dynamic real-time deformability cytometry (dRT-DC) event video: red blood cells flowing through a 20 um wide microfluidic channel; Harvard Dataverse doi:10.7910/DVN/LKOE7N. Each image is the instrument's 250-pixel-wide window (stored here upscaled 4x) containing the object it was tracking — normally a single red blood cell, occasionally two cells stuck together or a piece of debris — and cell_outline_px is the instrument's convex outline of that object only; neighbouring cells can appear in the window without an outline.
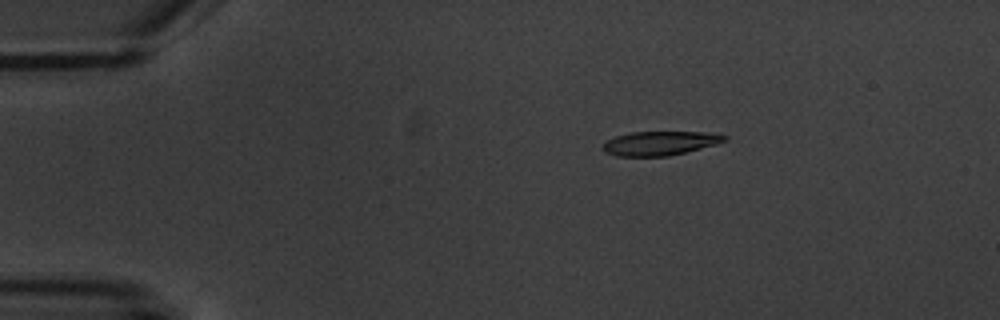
{"species": "common noctule bat (a hibernating species)", "species_latin": "Nyctalus noctula", "temperature_condition": "warm", "stored_images_in_passage": 7, "camera_frame_rate_fps": 3000, "um_per_image_px": 0.085, "animal": {"sex": "male", "body_mass_g": 20.1, "forearm_length_mm": 53.5}, "frame": {"image": 1, "passage_image": 4, "time_ms": 3.333, "image_size_px": [1000, 320], "cell_outline_px": [[728, 140], [716, 144], [668, 156], [616, 156], [604, 152], [600, 148], [608, 140], [616, 136], [628, 132], [708, 132], [728, 136]], "centroid_in_image_um": [56.07, 12.17], "position_along_channel_um": 28.9, "area_um2": 17.05}}
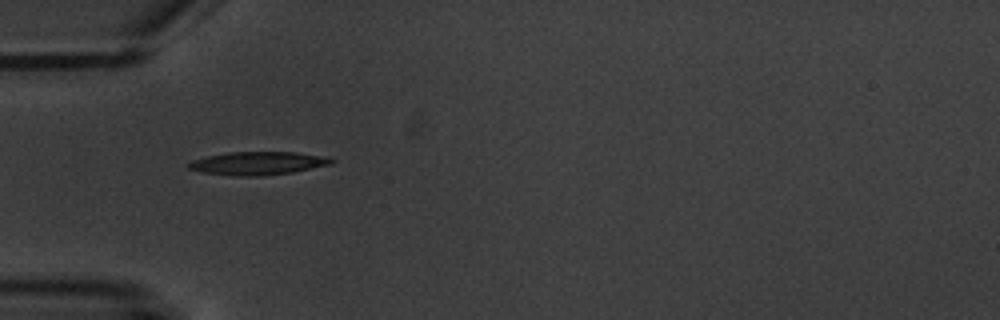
{"frame": {"image": 2, "passage_image": 6, "time_ms": 6.0, "image_size_px": [1000, 320], "cell_outline_px": [[336, 160], [332, 164], [292, 172], [260, 176], [232, 176], [204, 172], [188, 168], [188, 164], [192, 160], [208, 156], [228, 152], [296, 152], [328, 156]], "centroid_in_image_um": [21.97, 13.87], "position_along_channel_um": 63.0, "area_um2": 19.31}}